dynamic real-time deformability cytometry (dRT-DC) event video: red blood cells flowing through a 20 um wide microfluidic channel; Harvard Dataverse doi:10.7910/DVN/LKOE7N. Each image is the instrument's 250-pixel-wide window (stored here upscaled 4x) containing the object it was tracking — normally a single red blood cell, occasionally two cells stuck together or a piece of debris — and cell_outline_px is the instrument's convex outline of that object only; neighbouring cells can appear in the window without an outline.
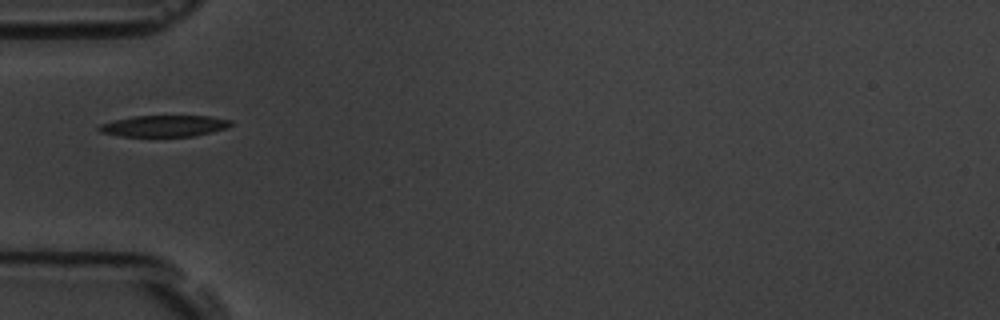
{"species": "common noctule bat (a hibernating species)", "species_latin": "Nyctalus noctula", "temperature_condition": "room temperature", "stored_images_in_passage": 3, "camera_frame_rate_fps": 3000, "um_per_image_px": 0.085, "animal": {"sex": "male", "body_mass_g": 19.5, "forearm_length_mm": 54.6}, "frame": {"image": 1, "passage_image": 1, "time_ms": 0.0, "image_size_px": [1000, 320], "cell_outline_px": [[232, 124], [228, 128], [192, 136], [120, 136], [100, 132], [96, 128], [100, 124], [116, 120], [136, 116], [208, 116], [232, 120]], "centroid_in_image_um": [13.96, 10.7], "position_along_channel_um": 71.0, "area_um2": 16.24}}
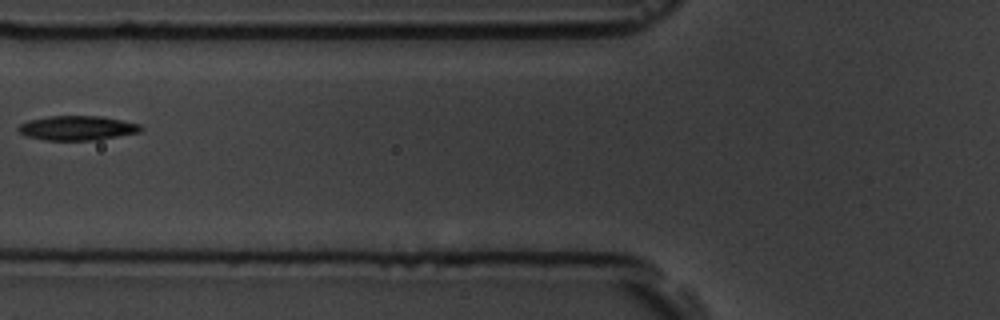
{"frame": {"image": 2, "passage_image": 2, "time_ms": 1.333, "image_size_px": [1000, 320], "cell_outline_px": [[144, 128], [140, 132], [96, 140], [44, 140], [28, 136], [20, 132], [16, 128], [20, 124], [28, 120], [48, 116], [100, 116], [140, 124]], "centroid_in_image_um": [6.56, 10.88], "position_along_channel_um": 119.2, "area_um2": 17.4}}
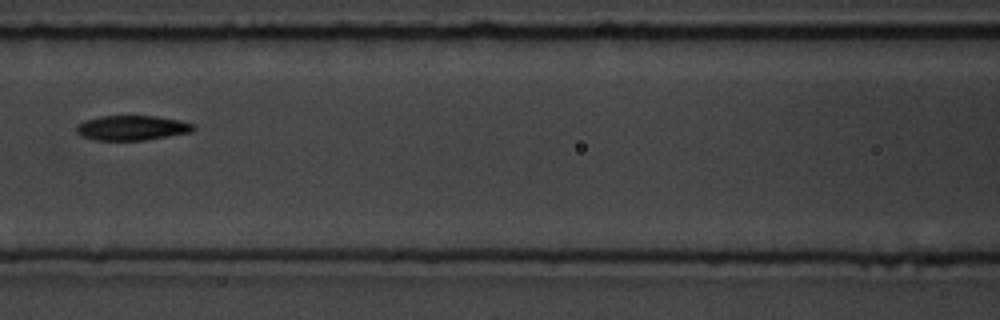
{"frame": {"image": 3, "passage_image": 3, "time_ms": 2.333, "image_size_px": [1000, 320], "cell_outline_px": [[196, 128], [192, 132], [144, 140], [96, 140], [80, 136], [76, 132], [76, 128], [84, 120], [100, 116], [156, 116], [180, 120], [196, 124]], "centroid_in_image_um": [11.25, 10.86], "position_along_channel_um": 155.4, "area_um2": 16.99}}